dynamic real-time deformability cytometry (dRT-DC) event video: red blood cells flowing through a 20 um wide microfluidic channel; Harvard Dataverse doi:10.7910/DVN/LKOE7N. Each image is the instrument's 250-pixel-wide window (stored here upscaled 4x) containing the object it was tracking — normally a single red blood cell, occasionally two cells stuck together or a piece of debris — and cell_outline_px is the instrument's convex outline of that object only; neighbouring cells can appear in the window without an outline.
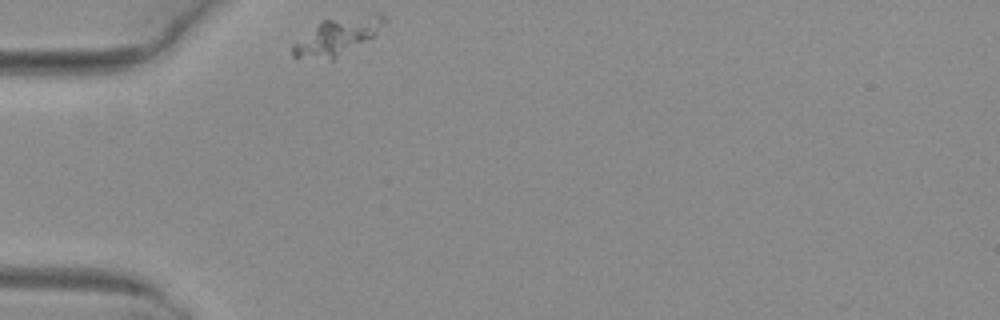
{"species": "common noctule bat (a hibernating species)", "species_latin": "Nyctalus noctula", "temperature_condition": "warm", "stored_images_in_passage": 31, "camera_frame_rate_fps": 3000, "um_per_image_px": 0.085, "animal": {"sex": "female", "body_mass_g": 29.2, "forearm_length_mm": 56.3}, "frame": {"image": 1, "passage_image": 1, "time_ms": 0.0, "image_size_px": [1000, 320], "cell_outline_px": [[388, 20], [372, 36], [332, 60], [292, 56], [292, 44], [320, 20], [372, 12], [384, 12]], "centroid_in_image_um": [28.7, 3.01], "position_along_channel_um": 56.3, "area_um2": 19.88}}
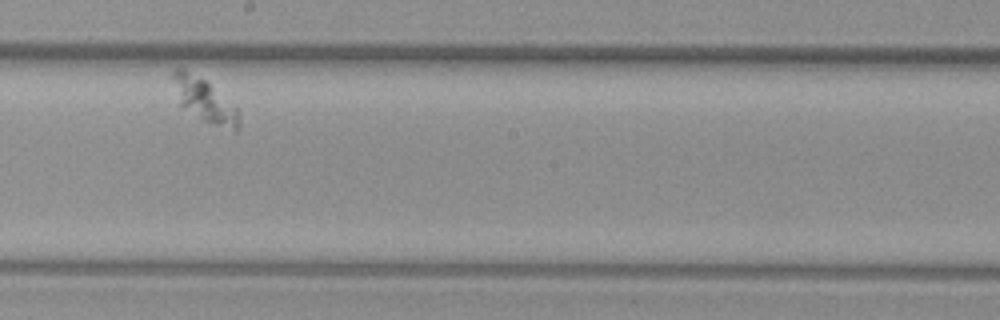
{"frame": {"image": 2, "passage_image": 18, "time_ms": 5.667, "image_size_px": [1000, 320], "cell_outline_px": [[240, 128], [236, 132], [232, 132], [208, 124], [180, 104], [172, 80], [172, 72], [176, 68], [184, 68], [204, 80], [236, 108], [240, 112]], "centroid_in_image_um": [17.43, 8.59], "position_along_channel_um": 230.8, "area_um2": 16.59}}
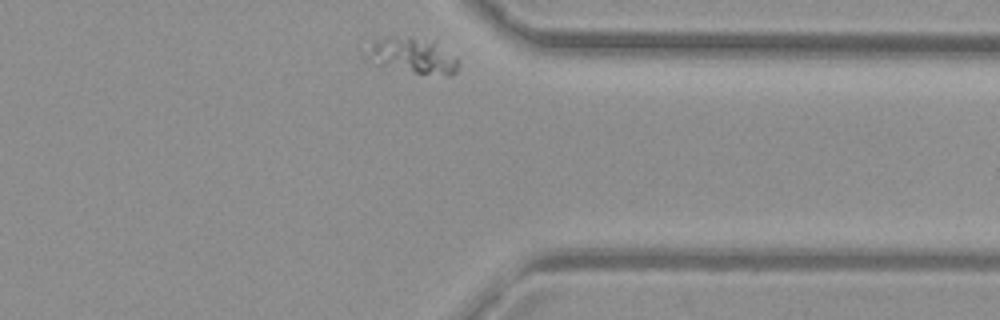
{"frame": {"image": 3, "passage_image": 31, "time_ms": 10.0, "image_size_px": [1000, 320], "cell_outline_px": [[460, 60], [456, 72], [452, 76], [448, 76], [416, 72], [376, 64], [364, 60], [372, 44], [388, 36], [412, 40], [432, 44]], "centroid_in_image_um": [35.05, 4.81], "position_along_channel_um": 376.3, "area_um2": 17.57}}